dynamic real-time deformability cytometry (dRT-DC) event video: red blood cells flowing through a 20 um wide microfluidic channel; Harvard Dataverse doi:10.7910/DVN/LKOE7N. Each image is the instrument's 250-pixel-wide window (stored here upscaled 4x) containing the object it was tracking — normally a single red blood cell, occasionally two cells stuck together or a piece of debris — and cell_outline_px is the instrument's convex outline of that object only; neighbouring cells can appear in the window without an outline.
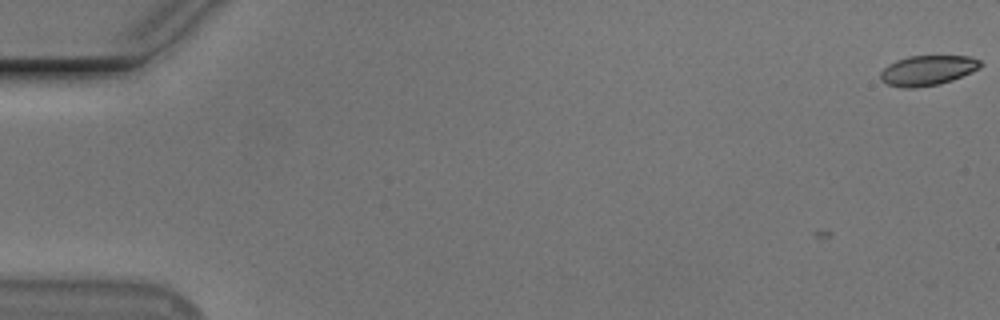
{"species": "Egyptian fruit bat (a non-hibernating species)", "species_latin": "Rousettus aegyptiacus", "temperature_condition": "cold", "stored_images_in_passage": 2, "camera_frame_rate_fps": 3000, "um_per_image_px": 0.085, "animal": {"sex": "male"}, "frame": {"image": 1, "passage_image": 2, "time_ms": 0.333, "image_size_px": [1000, 320], "cell_outline_px": [[984, 64], [980, 68], [972, 72], [952, 80], [940, 84], [916, 88], [904, 88], [888, 84], [880, 80], [880, 72], [888, 64], [896, 60], [908, 56], [972, 56], [980, 60]], "centroid_in_image_um": [78.86, 5.98], "position_along_channel_um": 6.1, "area_um2": 17.69}}